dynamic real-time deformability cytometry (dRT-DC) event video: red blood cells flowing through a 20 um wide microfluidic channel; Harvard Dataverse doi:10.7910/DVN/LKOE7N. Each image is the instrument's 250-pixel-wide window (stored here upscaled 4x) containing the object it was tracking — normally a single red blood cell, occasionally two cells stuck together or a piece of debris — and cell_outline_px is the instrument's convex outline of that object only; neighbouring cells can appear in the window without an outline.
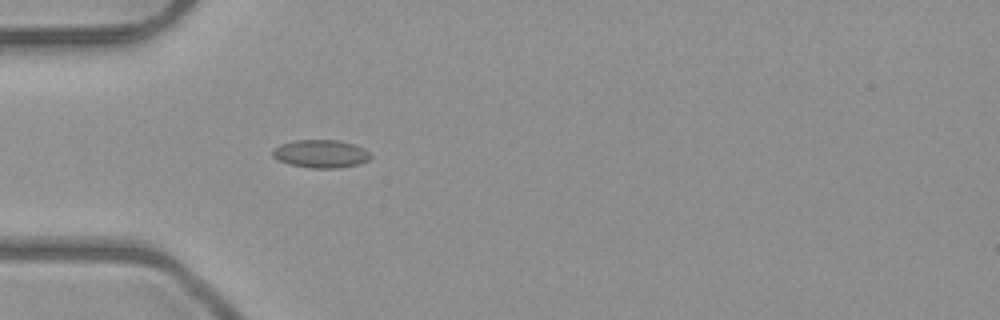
{"species": "common noctule bat (a hibernating species)", "species_latin": "Nyctalus noctula", "temperature_condition": "room temperature", "stored_images_in_passage": 2, "camera_frame_rate_fps": 3000, "um_per_image_px": 0.085, "animal": {"sex": "male", "body_mass_g": 23.1, "forearm_length_mm": 52.7}, "frame": {"image": 1, "passage_image": 2, "time_ms": 1.333, "image_size_px": [1000, 320], "cell_outline_px": [[372, 156], [368, 160], [360, 164], [340, 168], [312, 168], [288, 164], [272, 156], [272, 148], [280, 144], [292, 140], [340, 140], [356, 144], [364, 148]], "centroid_in_image_um": [27.28, 13.06], "position_along_channel_um": 57.7, "area_um2": 16.24}}